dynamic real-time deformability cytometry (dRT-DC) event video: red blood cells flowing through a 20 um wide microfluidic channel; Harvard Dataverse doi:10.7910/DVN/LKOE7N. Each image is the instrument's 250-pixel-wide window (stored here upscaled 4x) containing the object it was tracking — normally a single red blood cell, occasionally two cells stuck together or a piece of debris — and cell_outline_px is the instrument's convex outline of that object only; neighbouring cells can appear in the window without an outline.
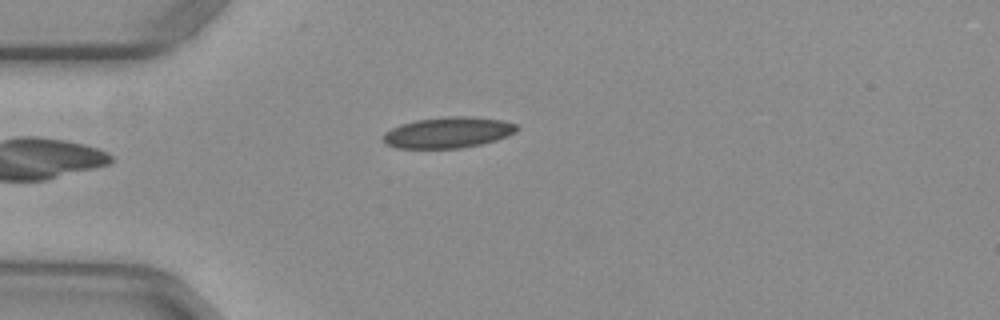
{"species": "common noctule bat (a hibernating species)", "species_latin": "Nyctalus noctula", "temperature_condition": "warm", "stored_images_in_passage": 36, "camera_frame_rate_fps": 3000, "um_per_image_px": 0.085, "animal": {"sex": "female", "body_mass_g": 29.2, "forearm_length_mm": 56.3}, "frame": {"image": 1, "passage_image": 1, "time_ms": 0.0, "image_size_px": [1000, 320], "cell_outline_px": [[520, 128], [516, 132], [508, 136], [496, 140], [480, 144], [460, 148], [396, 148], [384, 144], [384, 132], [400, 124], [416, 120], [448, 116], [468, 116], [504, 120], [516, 124]], "centroid_in_image_um": [38.1, 11.26], "position_along_channel_um": 46.9, "area_um2": 24.22}}
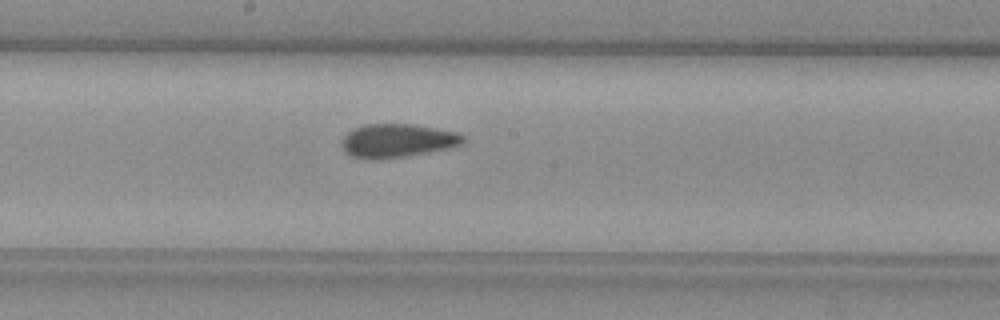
{"frame": {"image": 2, "passage_image": 15, "time_ms": 4.667, "image_size_px": [1000, 320], "cell_outline_px": [[464, 140], [460, 144], [448, 148], [428, 152], [404, 156], [352, 156], [344, 152], [340, 144], [340, 140], [352, 128], [364, 124], [412, 124], [456, 132], [464, 136]], "centroid_in_image_um": [33.75, 11.9], "position_along_channel_um": 214.5, "area_um2": 22.95}}
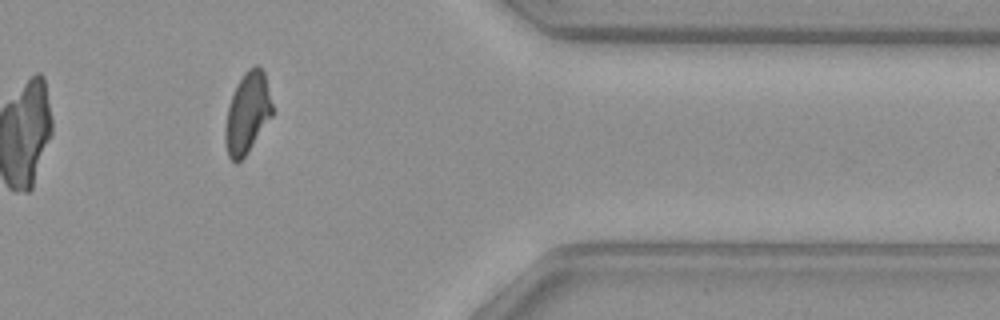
{"frame": {"image": 3, "passage_image": 30, "time_ms": 9.667, "image_size_px": [1000, 320], "cell_outline_px": [[272, 116], [244, 156], [236, 164], [228, 156], [224, 144], [224, 128], [228, 104], [236, 84], [244, 72], [248, 68], [256, 64], [260, 64], [264, 72], [272, 104]], "centroid_in_image_um": [20.99, 9.57], "position_along_channel_um": 390.4, "area_um2": 22.31}, "authors_computed_cell_mechanics": {"area_um2": 23.6113, "velocity_mm_per_s": 3.9542, "shape_relaxation_time_tau1_ms": null, "shape_relaxation_time_tau2_ms": 1.5581, "deformation_change_tau1": null, "deformation_change_tau2": 0.0585}}